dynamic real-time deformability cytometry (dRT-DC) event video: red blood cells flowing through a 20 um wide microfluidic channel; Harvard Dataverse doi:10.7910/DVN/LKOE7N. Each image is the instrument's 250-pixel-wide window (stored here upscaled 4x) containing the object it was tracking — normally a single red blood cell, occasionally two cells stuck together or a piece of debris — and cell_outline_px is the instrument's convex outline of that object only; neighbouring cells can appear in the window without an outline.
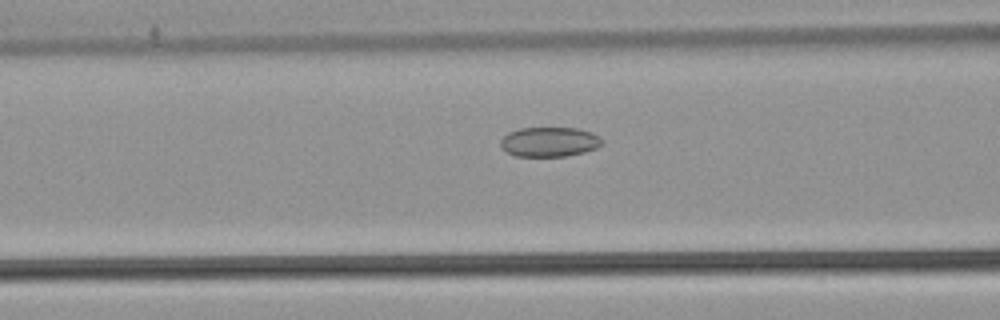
{"species": "common noctule bat (a hibernating species)", "species_latin": "Nyctalus noctula", "temperature_condition": "warm", "stored_images_in_passage": 53, "camera_frame_rate_fps": 3000, "um_per_image_px": 0.085, "animal": {"sex": "male", "body_mass_g": 21.5, "forearm_length_mm": 52.0}, "frame": {"image": 1, "passage_image": 22, "time_ms": 7.0, "image_size_px": [1000, 320], "cell_outline_px": [[604, 144], [596, 148], [584, 152], [564, 156], [516, 156], [500, 148], [500, 140], [508, 132], [520, 128], [576, 128], [592, 132], [600, 136], [604, 140]], "centroid_in_image_um": [46.72, 12.05], "position_along_channel_um": 119.9, "area_um2": 17.69}}
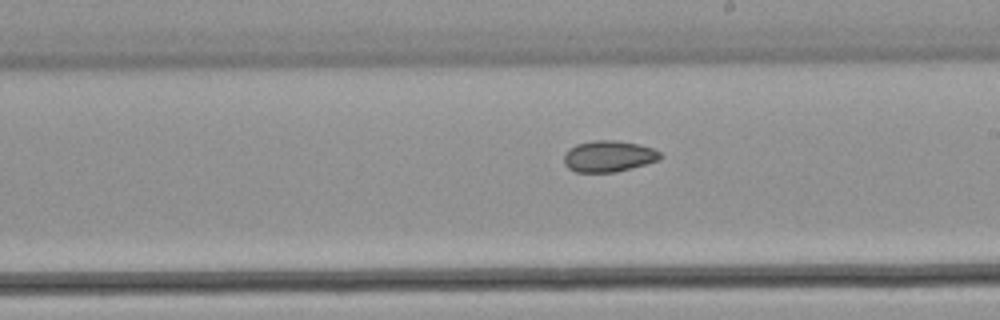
{"frame": {"image": 2, "passage_image": 31, "time_ms": 10.0, "image_size_px": [1000, 320], "cell_outline_px": [[664, 156], [660, 160], [616, 172], [576, 172], [568, 168], [564, 164], [564, 156], [568, 148], [576, 144], [592, 140], [616, 140], [640, 144], [652, 148], [660, 152]], "centroid_in_image_um": [51.74, 13.27], "position_along_channel_um": 237.3, "area_um2": 17.74}}
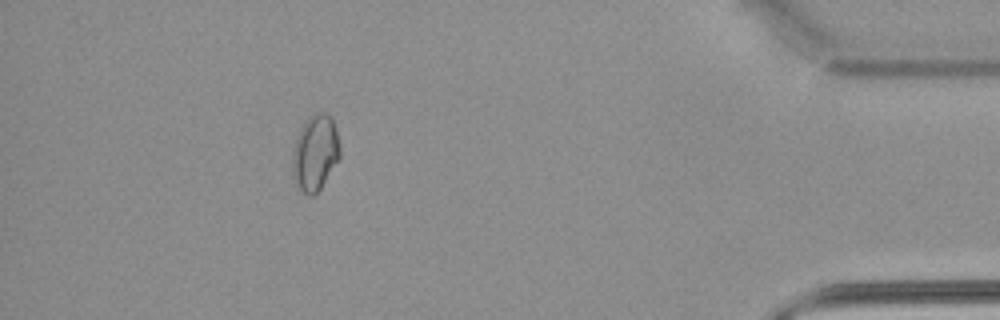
{"frame": {"image": 3, "passage_image": 48, "time_ms": 15.667, "image_size_px": [1000, 320], "cell_outline_px": [[340, 156], [320, 188], [312, 196], [308, 196], [296, 188], [292, 176], [292, 148], [296, 136], [300, 128], [312, 112], [324, 112], [332, 116], [336, 128], [340, 148]], "centroid_in_image_um": [26.75, 12.97], "position_along_channel_um": 408.4, "area_um2": 21.39}, "authors_computed_cell_mechanics": {"area_um2": 19.7098, "velocity_mm_per_s": 3.9158, "shape_relaxation_time_tau1_ms": null, "shape_relaxation_time_tau2_ms": 6.2423, "deformation_change_tau1": null, "deformation_change_tau2": 0.0949}}